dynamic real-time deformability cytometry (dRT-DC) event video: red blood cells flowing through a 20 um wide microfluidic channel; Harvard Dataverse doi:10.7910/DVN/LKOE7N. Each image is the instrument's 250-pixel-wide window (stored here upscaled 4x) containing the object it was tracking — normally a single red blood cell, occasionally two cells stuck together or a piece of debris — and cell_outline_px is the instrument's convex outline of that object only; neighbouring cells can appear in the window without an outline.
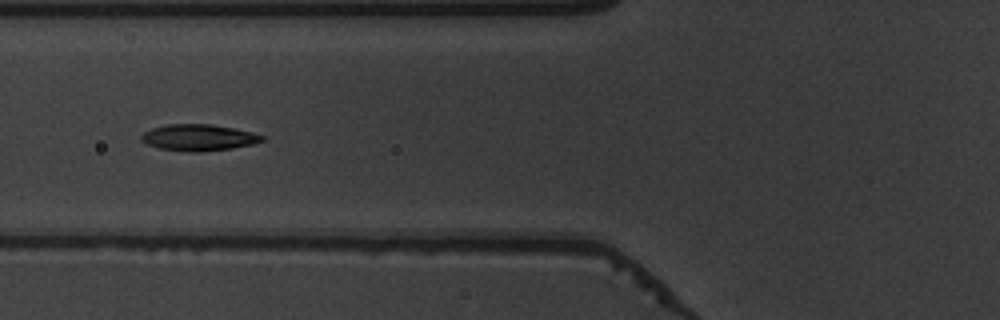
{"species": "common noctule bat (a hibernating species)", "species_latin": "Nyctalus noctula", "temperature_condition": "warm", "stored_images_in_passage": 54, "camera_frame_rate_fps": 3000, "um_per_image_px": 0.085, "animal": {"sex": "male", "body_mass_g": 19.5, "forearm_length_mm": 54.6}, "frame": {"image": 1, "passage_image": 22, "time_ms": 7.0, "image_size_px": [1000, 320], "cell_outline_px": [[264, 140], [252, 144], [232, 148], [200, 152], [192, 152], [160, 148], [148, 144], [140, 140], [140, 136], [144, 132], [152, 128], [164, 124], [212, 124], [252, 132], [264, 136]], "centroid_in_image_um": [16.86, 11.68], "position_along_channel_um": 108.9, "area_um2": 18.5}}
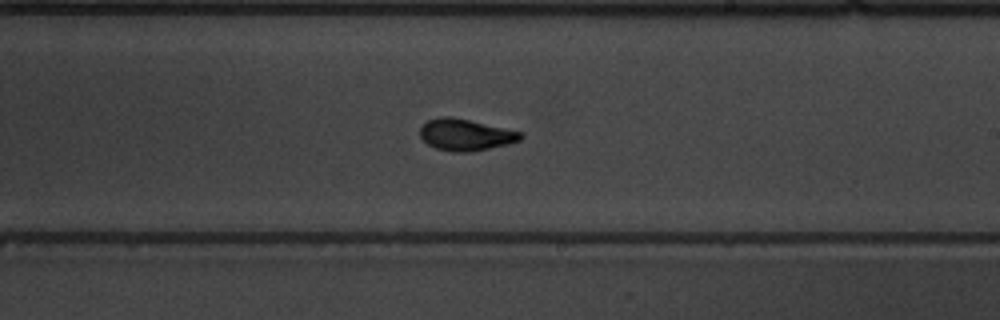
{"frame": {"image": 2, "passage_image": 33, "time_ms": 10.667, "image_size_px": [1000, 320], "cell_outline_px": [[524, 136], [520, 140], [508, 144], [468, 152], [452, 152], [436, 148], [428, 144], [420, 136], [420, 124], [428, 120], [440, 116], [448, 116], [468, 120], [524, 132]], "centroid_in_image_um": [39.56, 11.45], "position_along_channel_um": 249.4, "area_um2": 18.5}}
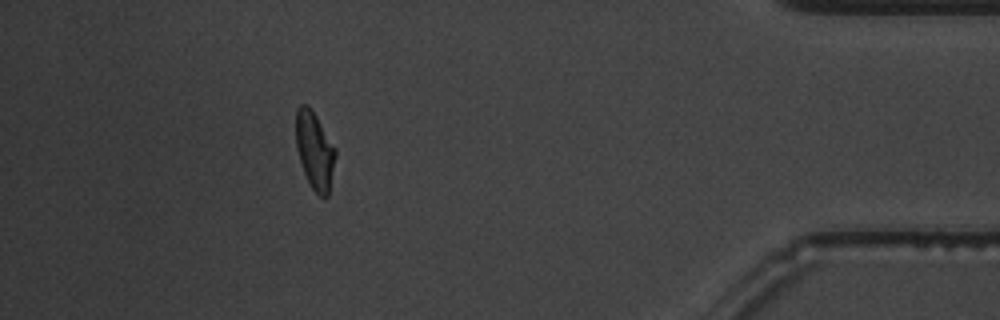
{"frame": {"image": 3, "passage_image": 49, "time_ms": 16.0, "image_size_px": [1000, 320], "cell_outline_px": [[336, 156], [328, 196], [324, 200], [312, 188], [304, 172], [296, 148], [296, 108], [300, 104], [308, 104], [312, 108], [336, 148]], "centroid_in_image_um": [26.75, 12.76], "position_along_channel_um": 408.4, "area_um2": 18.03}, "authors_computed_cell_mechanics": {"area_um2": 17.6001, "velocity_mm_per_s": 3.8377, "shape_relaxation_time_tau1_ms": 3.4995, "shape_relaxation_time_tau2_ms": 1.1853, "deformation_change_tau1": 0.1694, "deformation_change_tau2": 0.0794}}